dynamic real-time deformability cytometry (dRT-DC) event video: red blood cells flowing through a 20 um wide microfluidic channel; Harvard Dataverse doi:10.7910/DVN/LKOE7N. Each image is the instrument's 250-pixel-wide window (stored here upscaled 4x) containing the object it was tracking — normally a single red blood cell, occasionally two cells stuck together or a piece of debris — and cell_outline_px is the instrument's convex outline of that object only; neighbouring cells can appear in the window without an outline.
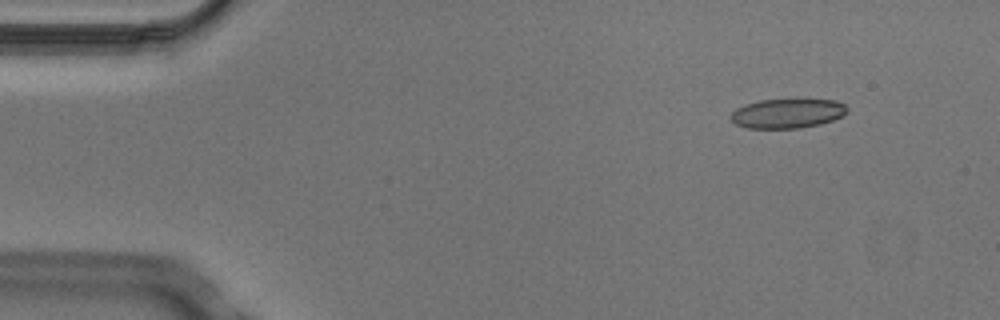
{"species": "Egyptian fruit bat (a non-hibernating species)", "species_latin": "Rousettus aegyptiacus", "temperature_condition": "cold", "stored_images_in_passage": 4, "camera_frame_rate_fps": 3000, "um_per_image_px": 0.085, "animal": {"sex": "male"}, "frame": {"image": 1, "passage_image": 1, "time_ms": 0.0, "image_size_px": [1000, 320], "cell_outline_px": [[848, 112], [844, 116], [820, 124], [800, 128], [748, 128], [736, 124], [728, 116], [736, 108], [744, 104], [760, 100], [796, 96], [836, 100], [844, 104], [848, 108]], "centroid_in_image_um": [66.98, 9.58], "position_along_channel_um": 18.0, "area_um2": 21.1}}